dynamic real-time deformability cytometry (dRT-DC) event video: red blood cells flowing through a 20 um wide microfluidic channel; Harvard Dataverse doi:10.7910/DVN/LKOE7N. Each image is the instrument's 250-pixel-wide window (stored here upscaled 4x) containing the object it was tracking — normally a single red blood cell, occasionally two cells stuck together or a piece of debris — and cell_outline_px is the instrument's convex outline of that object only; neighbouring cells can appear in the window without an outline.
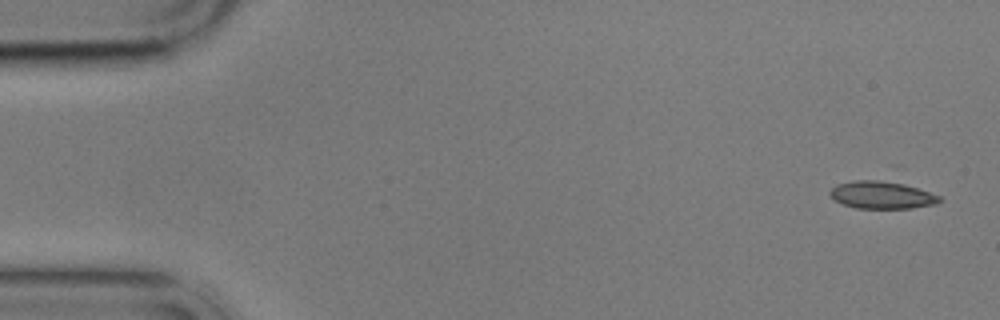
{"species": "common noctule bat (a hibernating species)", "species_latin": "Nyctalus noctula", "temperature_condition": "cold", "stored_images_in_passage": 3, "camera_frame_rate_fps": 3000, "um_per_image_px": 0.085, "animal": {"sex": "male", "body_mass_g": 17.9}, "frame": {"image": 1, "passage_image": 1, "time_ms": 0.0, "image_size_px": [1000, 320], "cell_outline_px": [[944, 200], [936, 204], [912, 208], [856, 208], [844, 204], [836, 200], [828, 192], [836, 184], [852, 180], [880, 180], [904, 184], [940, 196]], "centroid_in_image_um": [74.95, 16.57], "position_along_channel_um": 10.0, "area_um2": 17.4}}